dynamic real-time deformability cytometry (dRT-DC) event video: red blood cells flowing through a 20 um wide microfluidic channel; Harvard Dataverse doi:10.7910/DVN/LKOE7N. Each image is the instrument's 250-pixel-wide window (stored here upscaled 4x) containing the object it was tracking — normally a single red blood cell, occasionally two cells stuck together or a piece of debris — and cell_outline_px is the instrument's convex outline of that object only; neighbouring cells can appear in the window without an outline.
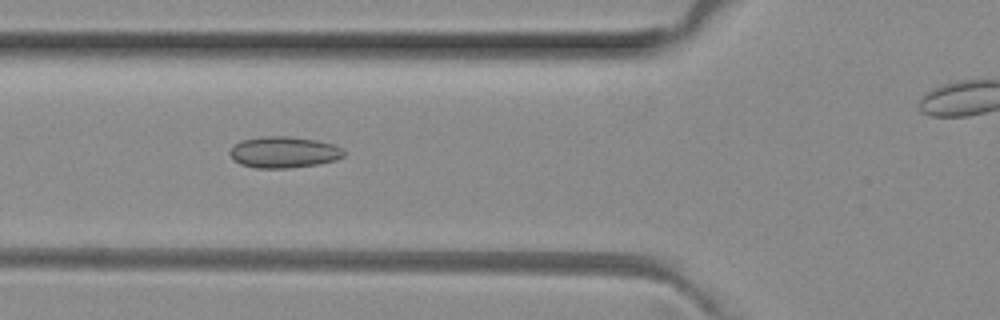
{"species": "common noctule bat (a hibernating species)", "species_latin": "Nyctalus noctula", "temperature_condition": "room temperature", "stored_images_in_passage": 31, "camera_frame_rate_fps": 3000, "um_per_image_px": 0.085, "animal": {"sex": "female", "body_mass_g": 29.2, "forearm_length_mm": 56.3}, "frame": {"image": 1, "passage_image": 3, "time_ms": 0.667, "image_size_px": [1000, 320], "cell_outline_px": [[344, 156], [336, 160], [316, 164], [288, 168], [256, 168], [240, 164], [232, 160], [228, 152], [240, 140], [268, 136], [288, 136], [316, 140], [332, 144], [344, 148]], "centroid_in_image_um": [24.11, 12.94], "position_along_channel_um": 101.7, "area_um2": 20.81}}
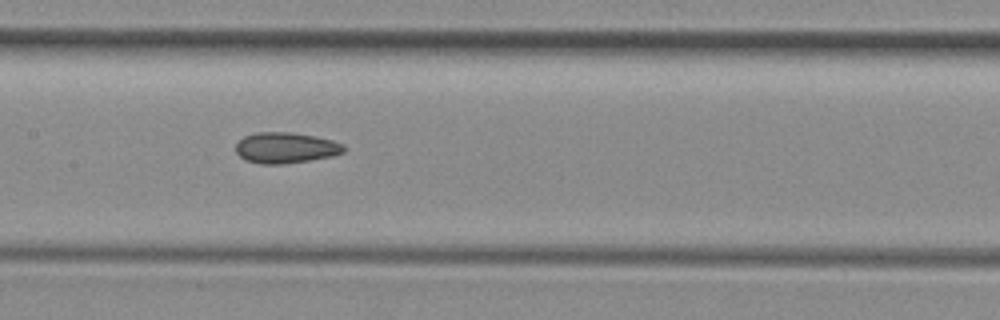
{"frame": {"image": 2, "passage_image": 9, "time_ms": 2.667, "image_size_px": [1000, 320], "cell_outline_px": [[344, 152], [332, 156], [284, 164], [260, 164], [244, 160], [236, 152], [236, 140], [244, 136], [256, 132], [292, 132], [332, 140], [344, 144]], "centroid_in_image_um": [24.23, 12.56], "position_along_channel_um": 183.2, "area_um2": 19.48}}
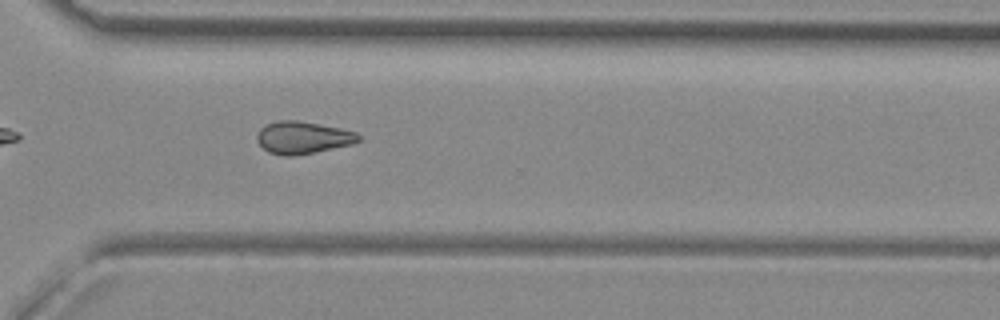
{"frame": {"image": 3, "passage_image": 21, "time_ms": 6.667, "image_size_px": [1000, 320], "cell_outline_px": [[360, 140], [352, 144], [316, 152], [296, 156], [284, 156], [268, 152], [256, 140], [256, 132], [264, 124], [280, 120], [296, 120], [320, 124], [340, 128], [356, 132], [360, 136]], "centroid_in_image_um": [25.7, 11.69], "position_along_channel_um": 344.9, "area_um2": 19.31}}